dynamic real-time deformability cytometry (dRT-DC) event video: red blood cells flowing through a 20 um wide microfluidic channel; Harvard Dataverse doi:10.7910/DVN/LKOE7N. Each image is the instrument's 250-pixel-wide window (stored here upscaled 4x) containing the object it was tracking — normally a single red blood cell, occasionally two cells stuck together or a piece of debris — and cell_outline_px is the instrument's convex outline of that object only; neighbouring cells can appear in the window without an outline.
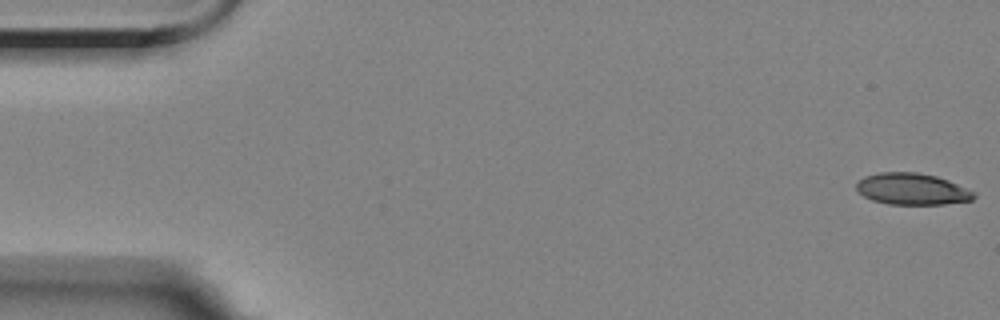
{"species": "Egyptian fruit bat (a non-hibernating species)", "species_latin": "Rousettus aegyptiacus", "temperature_condition": "room temperature", "stored_images_in_passage": 6, "camera_frame_rate_fps": 3000, "um_per_image_px": 0.085, "animal": {"sex": "female"}, "frame": {"image": 1, "passage_image": 1, "time_ms": 0.0, "image_size_px": [1000, 320], "cell_outline_px": [[976, 196], [972, 200], [944, 204], [888, 204], [872, 200], [864, 196], [856, 188], [856, 184], [864, 176], [880, 172], [916, 172], [936, 176], [948, 180], [976, 192]], "centroid_in_image_um": [77.54, 16.06], "position_along_channel_um": 7.5, "area_um2": 21.56}}
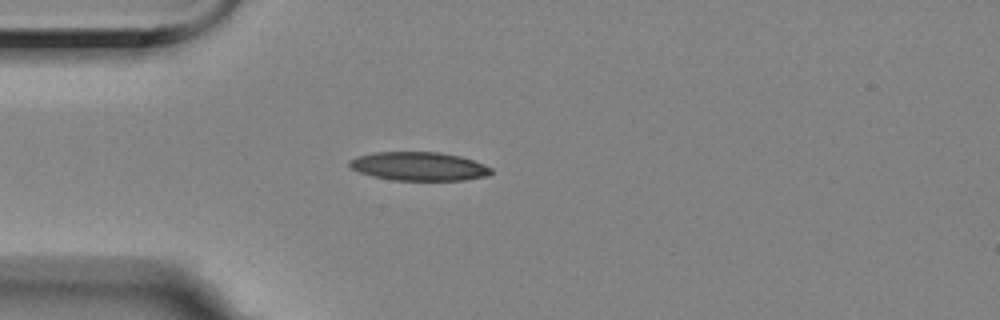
{"frame": {"image": 2, "passage_image": 5, "time_ms": 4.667, "image_size_px": [1000, 320], "cell_outline_px": [[492, 172], [488, 176], [464, 180], [392, 180], [372, 176], [360, 172], [352, 168], [348, 164], [348, 160], [356, 156], [376, 152], [440, 152], [460, 156], [484, 164], [492, 168]], "centroid_in_image_um": [35.6, 14.13], "position_along_channel_um": 49.4, "area_um2": 23.7}}